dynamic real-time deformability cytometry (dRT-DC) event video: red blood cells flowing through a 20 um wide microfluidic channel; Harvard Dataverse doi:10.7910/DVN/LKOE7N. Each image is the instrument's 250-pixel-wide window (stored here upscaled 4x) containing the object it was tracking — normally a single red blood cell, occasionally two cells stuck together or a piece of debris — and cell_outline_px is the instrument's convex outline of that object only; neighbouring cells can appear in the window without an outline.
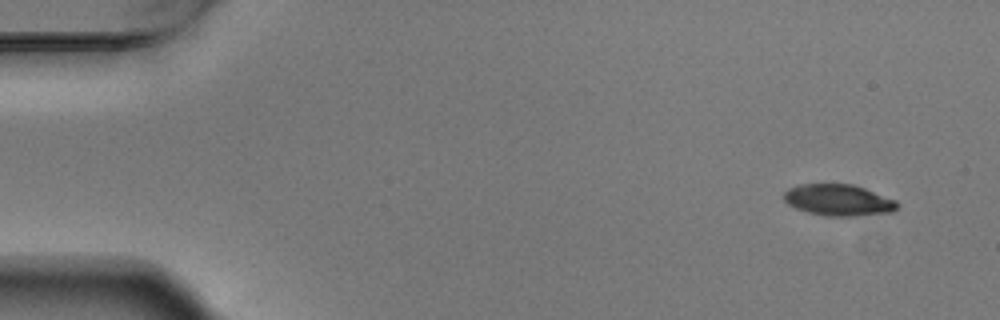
{"species": "Egyptian fruit bat (a non-hibernating species)", "species_latin": "Rousettus aegyptiacus", "temperature_condition": "warm", "stored_images_in_passage": 8, "camera_frame_rate_fps": 3000, "um_per_image_px": 0.085, "animal": {"sex": "male"}, "frame": {"image": 1, "passage_image": 1, "time_ms": 0.0, "image_size_px": [1000, 320], "cell_outline_px": [[900, 204], [892, 212], [856, 216], [828, 216], [808, 212], [796, 208], [788, 204], [784, 200], [784, 192], [788, 188], [800, 184], [852, 184], [864, 188], [896, 200]], "centroid_in_image_um": [71.27, 17.0], "position_along_channel_um": 13.7, "area_um2": 20.69}}
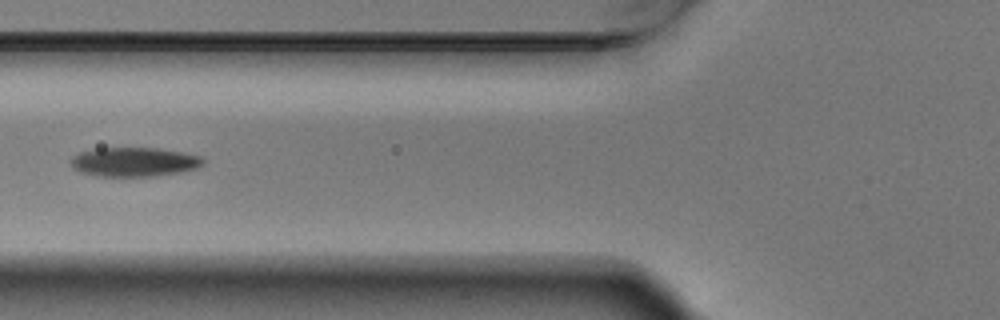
{"frame": {"image": 2, "passage_image": 6, "time_ms": 1.667, "image_size_px": [1000, 320], "cell_outline_px": [[204, 164], [196, 168], [180, 172], [156, 176], [96, 176], [80, 172], [72, 168], [68, 160], [72, 156], [80, 152], [96, 148], [156, 148], [184, 152], [200, 156], [204, 160]], "centroid_in_image_um": [11.36, 13.76], "position_along_channel_um": 114.4, "area_um2": 22.72}}
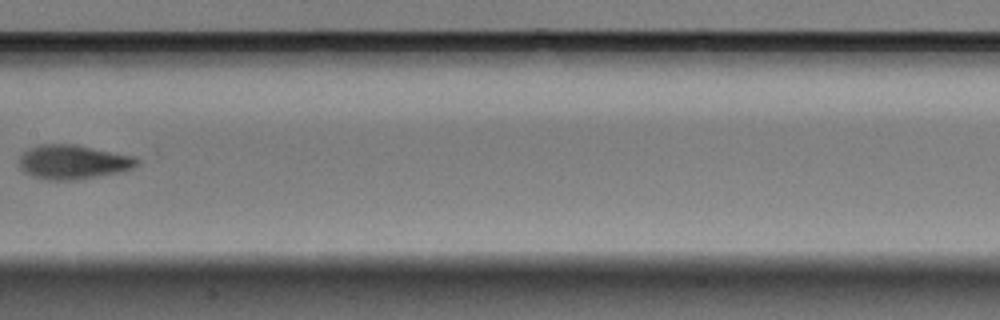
{"frame": {"image": 3, "passage_image": 8, "time_ms": 2.333, "image_size_px": [1000, 320], "cell_outline_px": [[140, 164], [132, 168], [120, 172], [76, 180], [48, 180], [32, 176], [24, 172], [20, 168], [20, 156], [24, 152], [40, 144], [72, 144], [136, 156], [140, 160]], "centroid_in_image_um": [6.25, 13.78], "position_along_channel_um": 201.2, "area_um2": 23.47}}